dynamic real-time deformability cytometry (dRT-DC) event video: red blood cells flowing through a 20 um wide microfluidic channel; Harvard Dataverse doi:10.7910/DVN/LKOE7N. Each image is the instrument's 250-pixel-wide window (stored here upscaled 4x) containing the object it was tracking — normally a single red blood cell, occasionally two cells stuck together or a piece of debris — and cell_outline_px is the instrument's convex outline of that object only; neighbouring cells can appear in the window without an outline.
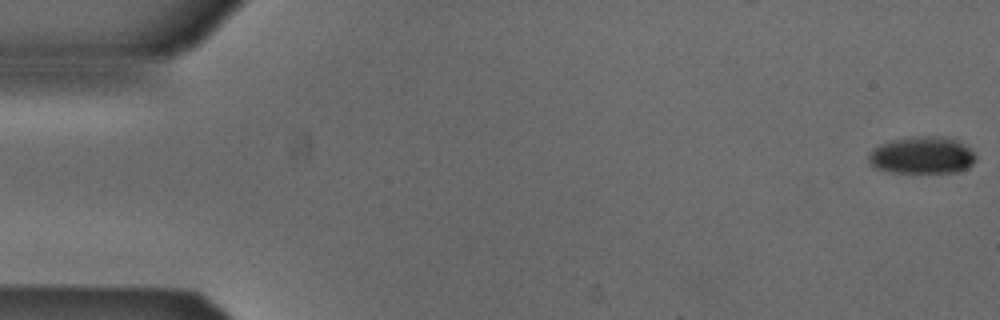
{"species": "Egyptian fruit bat (a non-hibernating species)", "species_latin": "Rousettus aegyptiacus", "temperature_condition": "cold", "stored_images_in_passage": 13, "camera_frame_rate_fps": 3000, "um_per_image_px": 0.085, "animal": {"sex": "male"}, "frame": {"image": 1, "passage_image": 1, "time_ms": 0.0, "image_size_px": [1000, 320], "cell_outline_px": [[976, 160], [972, 164], [956, 172], [896, 172], [876, 168], [868, 160], [868, 156], [872, 148], [880, 144], [892, 140], [920, 136], [948, 136], [960, 140], [972, 148], [976, 156]], "centroid_in_image_um": [78.43, 13.17], "position_along_channel_um": 6.6, "area_um2": 23.29}}